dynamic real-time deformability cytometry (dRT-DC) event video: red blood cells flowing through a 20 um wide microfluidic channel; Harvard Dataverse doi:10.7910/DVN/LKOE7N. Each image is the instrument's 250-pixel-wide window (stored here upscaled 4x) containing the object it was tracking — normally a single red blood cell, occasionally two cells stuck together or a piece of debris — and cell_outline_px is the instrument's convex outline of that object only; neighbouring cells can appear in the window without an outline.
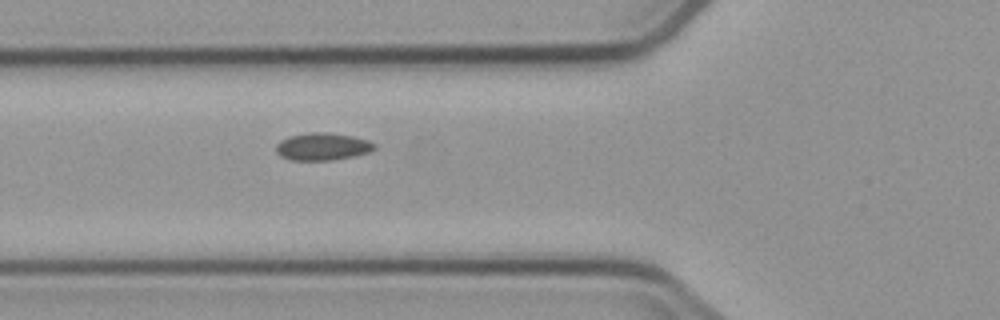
{"species": "common noctule bat (a hibernating species)", "species_latin": "Nyctalus noctula", "temperature_condition": "cold", "stored_images_in_passage": 3, "camera_frame_rate_fps": 3000, "um_per_image_px": 0.085, "animal": {"sex": "male", "body_mass_g": 23.1, "forearm_length_mm": 52.7}, "frame": {"image": 1, "passage_image": 3, "time_ms": 2.333, "image_size_px": [1000, 320], "cell_outline_px": [[376, 148], [368, 152], [352, 156], [332, 160], [288, 160], [280, 156], [276, 152], [276, 144], [280, 140], [288, 136], [308, 132], [324, 132], [352, 136], [368, 140], [376, 144]], "centroid_in_image_um": [27.37, 12.45], "position_along_channel_um": 98.4, "area_um2": 15.78}}